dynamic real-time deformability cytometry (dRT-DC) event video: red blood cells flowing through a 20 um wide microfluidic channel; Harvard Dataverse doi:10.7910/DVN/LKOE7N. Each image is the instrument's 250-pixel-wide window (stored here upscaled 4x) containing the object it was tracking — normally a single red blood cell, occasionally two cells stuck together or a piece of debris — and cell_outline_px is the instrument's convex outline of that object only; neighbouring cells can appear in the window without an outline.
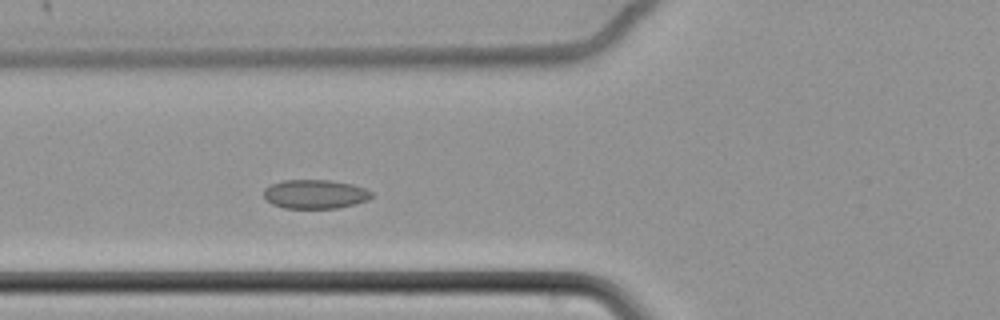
{"species": "common noctule bat (a hibernating species)", "species_latin": "Nyctalus noctula", "temperature_condition": "cold", "stored_images_in_passage": 5, "camera_frame_rate_fps": 3000, "um_per_image_px": 0.085, "animal": {"sex": "female", "body_mass_g": 22.7, "forearm_length_mm": 54.2}, "frame": {"image": 1, "passage_image": 5, "time_ms": 1.333, "image_size_px": [1000, 320], "cell_outline_px": [[372, 196], [368, 200], [356, 204], [336, 208], [284, 208], [272, 204], [264, 196], [264, 188], [272, 184], [284, 180], [328, 180], [352, 184], [364, 188], [372, 192]], "centroid_in_image_um": [26.79, 16.5], "position_along_channel_um": 99.0, "area_um2": 18.15}}